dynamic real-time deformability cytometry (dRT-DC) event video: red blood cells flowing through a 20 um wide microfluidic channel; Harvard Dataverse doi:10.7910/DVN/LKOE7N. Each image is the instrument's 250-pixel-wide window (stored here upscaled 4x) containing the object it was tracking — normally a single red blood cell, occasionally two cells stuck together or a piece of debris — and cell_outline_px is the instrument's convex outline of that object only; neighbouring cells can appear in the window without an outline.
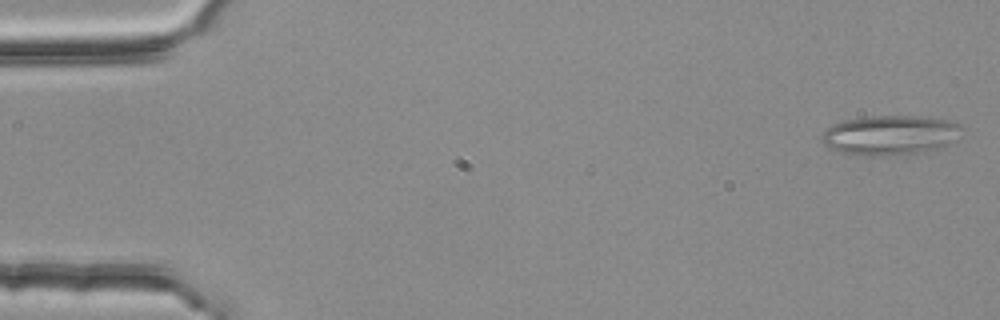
{"species": "common noctule bat (a hibernating species)", "species_latin": "Nyctalus noctula", "temperature_condition": "room temperature", "stored_images_in_passage": 5, "camera_frame_rate_fps": 3000, "um_per_image_px": 0.085, "animal": {"sex": "female", "body_mass_g": 25.1}, "frame": {"image": 1, "passage_image": 1, "time_ms": 0.0, "image_size_px": [1000, 320], "cell_outline_px": [[964, 128], [948, 144], [924, 152], [908, 156], [852, 156], [840, 152], [824, 144], [824, 132], [832, 124], [844, 120], [872, 116], [916, 116], [948, 120], [960, 124]], "centroid_in_image_um": [75.66, 11.51], "position_along_channel_um": 9.3, "area_um2": 32.54}}
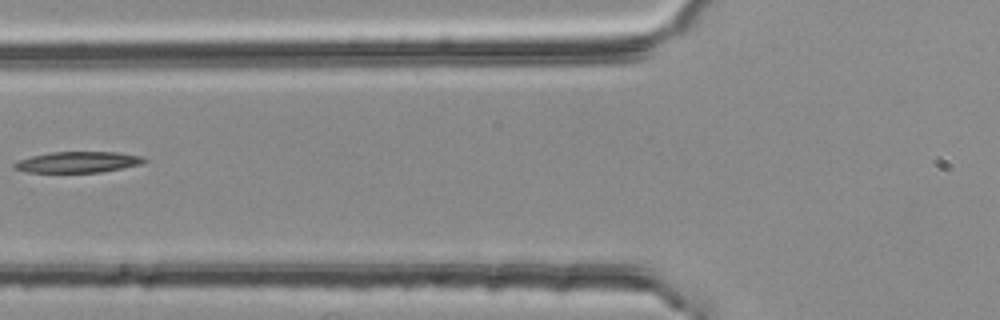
{"frame": {"image": 2, "passage_image": 5, "time_ms": 1.333, "image_size_px": [1000, 320], "cell_outline_px": [[148, 160], [144, 164], [100, 172], [28, 172], [12, 168], [12, 164], [16, 160], [32, 156], [52, 152], [120, 152], [144, 156]], "centroid_in_image_um": [6.65, 13.77], "position_along_channel_um": 119.1, "area_um2": 16.07}}